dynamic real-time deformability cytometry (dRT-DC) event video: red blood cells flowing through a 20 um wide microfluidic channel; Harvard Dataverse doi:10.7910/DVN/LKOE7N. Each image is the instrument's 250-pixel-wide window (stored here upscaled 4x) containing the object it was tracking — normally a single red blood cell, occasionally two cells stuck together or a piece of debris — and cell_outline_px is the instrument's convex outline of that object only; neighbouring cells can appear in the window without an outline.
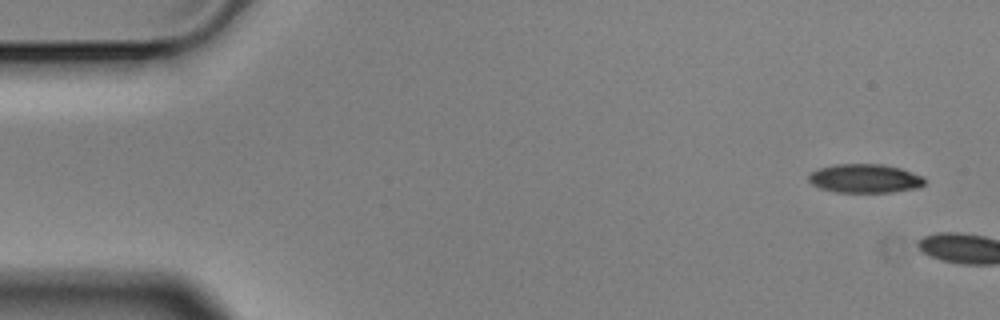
{"species": "Egyptian fruit bat (a non-hibernating species)", "species_latin": "Rousettus aegyptiacus", "temperature_condition": "cold", "stored_images_in_passage": 4, "camera_frame_rate_fps": 3000, "um_per_image_px": 0.085, "animal": {"sex": "male"}, "frame": {"image": 1, "passage_image": 1, "time_ms": 0.0, "image_size_px": [1000, 320], "cell_outline_px": [[924, 184], [916, 188], [892, 192], [836, 192], [820, 188], [812, 184], [808, 180], [808, 176], [812, 172], [820, 168], [836, 164], [884, 164], [900, 168], [924, 176]], "centroid_in_image_um": [73.52, 15.17], "position_along_channel_um": 11.5, "area_um2": 19.42}}